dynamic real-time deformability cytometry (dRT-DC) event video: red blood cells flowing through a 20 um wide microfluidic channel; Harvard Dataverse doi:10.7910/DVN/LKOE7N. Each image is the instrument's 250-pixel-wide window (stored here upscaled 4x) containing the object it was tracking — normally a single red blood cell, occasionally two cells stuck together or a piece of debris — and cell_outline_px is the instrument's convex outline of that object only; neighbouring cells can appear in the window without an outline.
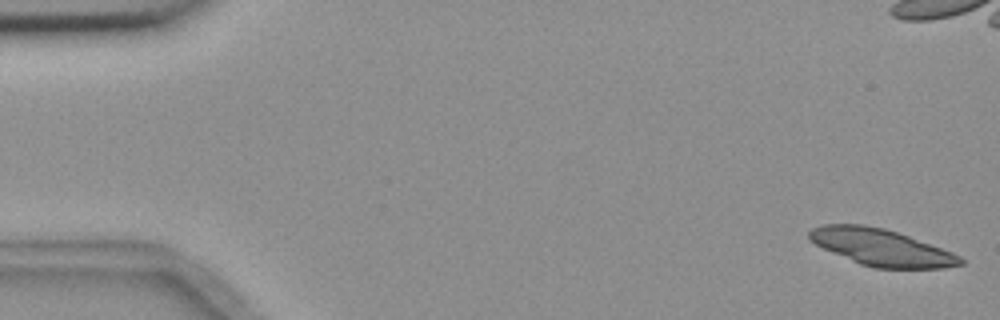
{"species": "common noctule bat (a hibernating species)", "species_latin": "Nyctalus noctula", "temperature_condition": "room temperature", "stored_images_in_passage": 12, "camera_frame_rate_fps": 3000, "um_per_image_px": 0.085, "animal": {"sex": "female", "body_mass_g": 18.4}, "frame": {"image": 1, "passage_image": 1, "time_ms": 0.0, "image_size_px": [1000, 320], "cell_outline_px": [[964, 264], [944, 268], [872, 268], [860, 264], [824, 248], [808, 240], [808, 232], [812, 228], [824, 224], [864, 224], [884, 228], [908, 236], [952, 252], [960, 256], [964, 260]], "centroid_in_image_um": [74.9, 21.02], "position_along_channel_um": 10.1, "area_um2": 32.14}}